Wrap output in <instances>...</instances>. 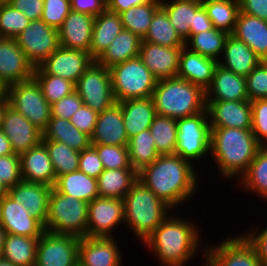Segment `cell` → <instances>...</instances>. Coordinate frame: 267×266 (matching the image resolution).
Here are the masks:
<instances>
[{
  "label": "cell",
  "instance_id": "obj_1",
  "mask_svg": "<svg viewBox=\"0 0 267 266\" xmlns=\"http://www.w3.org/2000/svg\"><path fill=\"white\" fill-rule=\"evenodd\" d=\"M195 168L176 154L160 155L138 172V180L174 211L197 191L199 175Z\"/></svg>",
  "mask_w": 267,
  "mask_h": 266
},
{
  "label": "cell",
  "instance_id": "obj_2",
  "mask_svg": "<svg viewBox=\"0 0 267 266\" xmlns=\"http://www.w3.org/2000/svg\"><path fill=\"white\" fill-rule=\"evenodd\" d=\"M189 219L171 212L143 243L162 266L188 265L200 248L204 256L201 230Z\"/></svg>",
  "mask_w": 267,
  "mask_h": 266
},
{
  "label": "cell",
  "instance_id": "obj_3",
  "mask_svg": "<svg viewBox=\"0 0 267 266\" xmlns=\"http://www.w3.org/2000/svg\"><path fill=\"white\" fill-rule=\"evenodd\" d=\"M261 147L251 129L211 128L210 156L226 181L238 182Z\"/></svg>",
  "mask_w": 267,
  "mask_h": 266
},
{
  "label": "cell",
  "instance_id": "obj_4",
  "mask_svg": "<svg viewBox=\"0 0 267 266\" xmlns=\"http://www.w3.org/2000/svg\"><path fill=\"white\" fill-rule=\"evenodd\" d=\"M123 201L124 226L130 228L142 244L172 210L139 180L132 185Z\"/></svg>",
  "mask_w": 267,
  "mask_h": 266
},
{
  "label": "cell",
  "instance_id": "obj_5",
  "mask_svg": "<svg viewBox=\"0 0 267 266\" xmlns=\"http://www.w3.org/2000/svg\"><path fill=\"white\" fill-rule=\"evenodd\" d=\"M156 114L173 119L194 116L206 110V92L179 77L157 80L152 94Z\"/></svg>",
  "mask_w": 267,
  "mask_h": 266
},
{
  "label": "cell",
  "instance_id": "obj_6",
  "mask_svg": "<svg viewBox=\"0 0 267 266\" xmlns=\"http://www.w3.org/2000/svg\"><path fill=\"white\" fill-rule=\"evenodd\" d=\"M88 205L52 187L45 230L54 234L87 237Z\"/></svg>",
  "mask_w": 267,
  "mask_h": 266
},
{
  "label": "cell",
  "instance_id": "obj_7",
  "mask_svg": "<svg viewBox=\"0 0 267 266\" xmlns=\"http://www.w3.org/2000/svg\"><path fill=\"white\" fill-rule=\"evenodd\" d=\"M116 102L152 97L157 79L139 57L109 69Z\"/></svg>",
  "mask_w": 267,
  "mask_h": 266
},
{
  "label": "cell",
  "instance_id": "obj_8",
  "mask_svg": "<svg viewBox=\"0 0 267 266\" xmlns=\"http://www.w3.org/2000/svg\"><path fill=\"white\" fill-rule=\"evenodd\" d=\"M177 144L174 154L190 162L210 154L211 128L207 109L199 114L177 120ZM205 156V157H204Z\"/></svg>",
  "mask_w": 267,
  "mask_h": 266
},
{
  "label": "cell",
  "instance_id": "obj_9",
  "mask_svg": "<svg viewBox=\"0 0 267 266\" xmlns=\"http://www.w3.org/2000/svg\"><path fill=\"white\" fill-rule=\"evenodd\" d=\"M8 104L24 115L41 132L51 118V105L43 96L36 79L12 84L6 88Z\"/></svg>",
  "mask_w": 267,
  "mask_h": 266
},
{
  "label": "cell",
  "instance_id": "obj_10",
  "mask_svg": "<svg viewBox=\"0 0 267 266\" xmlns=\"http://www.w3.org/2000/svg\"><path fill=\"white\" fill-rule=\"evenodd\" d=\"M75 91L85 105L98 113L116 103L110 71L96 61L80 76Z\"/></svg>",
  "mask_w": 267,
  "mask_h": 266
},
{
  "label": "cell",
  "instance_id": "obj_11",
  "mask_svg": "<svg viewBox=\"0 0 267 266\" xmlns=\"http://www.w3.org/2000/svg\"><path fill=\"white\" fill-rule=\"evenodd\" d=\"M204 245L203 266H261L255 248L241 234Z\"/></svg>",
  "mask_w": 267,
  "mask_h": 266
},
{
  "label": "cell",
  "instance_id": "obj_12",
  "mask_svg": "<svg viewBox=\"0 0 267 266\" xmlns=\"http://www.w3.org/2000/svg\"><path fill=\"white\" fill-rule=\"evenodd\" d=\"M15 40L34 67H38L60 47L58 30L41 19L30 21Z\"/></svg>",
  "mask_w": 267,
  "mask_h": 266
},
{
  "label": "cell",
  "instance_id": "obj_13",
  "mask_svg": "<svg viewBox=\"0 0 267 266\" xmlns=\"http://www.w3.org/2000/svg\"><path fill=\"white\" fill-rule=\"evenodd\" d=\"M79 240L45 231L37 243L35 266H77Z\"/></svg>",
  "mask_w": 267,
  "mask_h": 266
},
{
  "label": "cell",
  "instance_id": "obj_14",
  "mask_svg": "<svg viewBox=\"0 0 267 266\" xmlns=\"http://www.w3.org/2000/svg\"><path fill=\"white\" fill-rule=\"evenodd\" d=\"M118 224L124 226L122 199L97 197L89 202L87 237H115Z\"/></svg>",
  "mask_w": 267,
  "mask_h": 266
},
{
  "label": "cell",
  "instance_id": "obj_15",
  "mask_svg": "<svg viewBox=\"0 0 267 266\" xmlns=\"http://www.w3.org/2000/svg\"><path fill=\"white\" fill-rule=\"evenodd\" d=\"M95 61L89 52L60 46L38 67L48 75L62 77L77 83L80 76Z\"/></svg>",
  "mask_w": 267,
  "mask_h": 266
},
{
  "label": "cell",
  "instance_id": "obj_16",
  "mask_svg": "<svg viewBox=\"0 0 267 266\" xmlns=\"http://www.w3.org/2000/svg\"><path fill=\"white\" fill-rule=\"evenodd\" d=\"M34 69L14 38H0V83L5 88L33 78Z\"/></svg>",
  "mask_w": 267,
  "mask_h": 266
},
{
  "label": "cell",
  "instance_id": "obj_17",
  "mask_svg": "<svg viewBox=\"0 0 267 266\" xmlns=\"http://www.w3.org/2000/svg\"><path fill=\"white\" fill-rule=\"evenodd\" d=\"M1 130L10 140L14 153L18 155L42 141V132L9 104L5 107Z\"/></svg>",
  "mask_w": 267,
  "mask_h": 266
},
{
  "label": "cell",
  "instance_id": "obj_18",
  "mask_svg": "<svg viewBox=\"0 0 267 266\" xmlns=\"http://www.w3.org/2000/svg\"><path fill=\"white\" fill-rule=\"evenodd\" d=\"M0 224L7 234L25 237H40L46 231L44 225L32 217L23 204L8 194L0 199Z\"/></svg>",
  "mask_w": 267,
  "mask_h": 266
},
{
  "label": "cell",
  "instance_id": "obj_19",
  "mask_svg": "<svg viewBox=\"0 0 267 266\" xmlns=\"http://www.w3.org/2000/svg\"><path fill=\"white\" fill-rule=\"evenodd\" d=\"M210 128L251 129V101H206Z\"/></svg>",
  "mask_w": 267,
  "mask_h": 266
},
{
  "label": "cell",
  "instance_id": "obj_20",
  "mask_svg": "<svg viewBox=\"0 0 267 266\" xmlns=\"http://www.w3.org/2000/svg\"><path fill=\"white\" fill-rule=\"evenodd\" d=\"M115 237H83L78 245L80 266H122V256Z\"/></svg>",
  "mask_w": 267,
  "mask_h": 266
},
{
  "label": "cell",
  "instance_id": "obj_21",
  "mask_svg": "<svg viewBox=\"0 0 267 266\" xmlns=\"http://www.w3.org/2000/svg\"><path fill=\"white\" fill-rule=\"evenodd\" d=\"M182 47H164L141 41L139 58L157 79L177 77Z\"/></svg>",
  "mask_w": 267,
  "mask_h": 266
},
{
  "label": "cell",
  "instance_id": "obj_22",
  "mask_svg": "<svg viewBox=\"0 0 267 266\" xmlns=\"http://www.w3.org/2000/svg\"><path fill=\"white\" fill-rule=\"evenodd\" d=\"M51 191L52 187L44 183L21 180L8 189V195L19 204H23L30 215L45 226Z\"/></svg>",
  "mask_w": 267,
  "mask_h": 266
},
{
  "label": "cell",
  "instance_id": "obj_23",
  "mask_svg": "<svg viewBox=\"0 0 267 266\" xmlns=\"http://www.w3.org/2000/svg\"><path fill=\"white\" fill-rule=\"evenodd\" d=\"M121 106L118 102L100 112L91 136V144L128 146Z\"/></svg>",
  "mask_w": 267,
  "mask_h": 266
},
{
  "label": "cell",
  "instance_id": "obj_24",
  "mask_svg": "<svg viewBox=\"0 0 267 266\" xmlns=\"http://www.w3.org/2000/svg\"><path fill=\"white\" fill-rule=\"evenodd\" d=\"M93 24V16L71 10L58 29L60 46L89 52Z\"/></svg>",
  "mask_w": 267,
  "mask_h": 266
},
{
  "label": "cell",
  "instance_id": "obj_25",
  "mask_svg": "<svg viewBox=\"0 0 267 266\" xmlns=\"http://www.w3.org/2000/svg\"><path fill=\"white\" fill-rule=\"evenodd\" d=\"M19 156L22 180L54 187L56 173L46 146L42 142Z\"/></svg>",
  "mask_w": 267,
  "mask_h": 266
},
{
  "label": "cell",
  "instance_id": "obj_26",
  "mask_svg": "<svg viewBox=\"0 0 267 266\" xmlns=\"http://www.w3.org/2000/svg\"><path fill=\"white\" fill-rule=\"evenodd\" d=\"M218 61L182 47L177 77L201 87H210Z\"/></svg>",
  "mask_w": 267,
  "mask_h": 266
},
{
  "label": "cell",
  "instance_id": "obj_27",
  "mask_svg": "<svg viewBox=\"0 0 267 266\" xmlns=\"http://www.w3.org/2000/svg\"><path fill=\"white\" fill-rule=\"evenodd\" d=\"M241 100H249L246 77L226 70L218 64L214 70L212 83L206 90V101Z\"/></svg>",
  "mask_w": 267,
  "mask_h": 266
},
{
  "label": "cell",
  "instance_id": "obj_28",
  "mask_svg": "<svg viewBox=\"0 0 267 266\" xmlns=\"http://www.w3.org/2000/svg\"><path fill=\"white\" fill-rule=\"evenodd\" d=\"M261 61L243 41L229 34L226 37L223 53L218 64L226 70L246 77Z\"/></svg>",
  "mask_w": 267,
  "mask_h": 266
},
{
  "label": "cell",
  "instance_id": "obj_29",
  "mask_svg": "<svg viewBox=\"0 0 267 266\" xmlns=\"http://www.w3.org/2000/svg\"><path fill=\"white\" fill-rule=\"evenodd\" d=\"M232 35L250 47L262 61H267L266 20L239 11Z\"/></svg>",
  "mask_w": 267,
  "mask_h": 266
},
{
  "label": "cell",
  "instance_id": "obj_30",
  "mask_svg": "<svg viewBox=\"0 0 267 266\" xmlns=\"http://www.w3.org/2000/svg\"><path fill=\"white\" fill-rule=\"evenodd\" d=\"M128 138L149 129L156 114L152 97L118 102Z\"/></svg>",
  "mask_w": 267,
  "mask_h": 266
},
{
  "label": "cell",
  "instance_id": "obj_31",
  "mask_svg": "<svg viewBox=\"0 0 267 266\" xmlns=\"http://www.w3.org/2000/svg\"><path fill=\"white\" fill-rule=\"evenodd\" d=\"M123 30L120 14L105 9L94 17L90 55L96 60Z\"/></svg>",
  "mask_w": 267,
  "mask_h": 266
},
{
  "label": "cell",
  "instance_id": "obj_32",
  "mask_svg": "<svg viewBox=\"0 0 267 266\" xmlns=\"http://www.w3.org/2000/svg\"><path fill=\"white\" fill-rule=\"evenodd\" d=\"M141 41L142 39L137 35L123 28L95 61L110 69L117 64L139 57Z\"/></svg>",
  "mask_w": 267,
  "mask_h": 266
},
{
  "label": "cell",
  "instance_id": "obj_33",
  "mask_svg": "<svg viewBox=\"0 0 267 266\" xmlns=\"http://www.w3.org/2000/svg\"><path fill=\"white\" fill-rule=\"evenodd\" d=\"M137 180L138 172L134 168L104 169L97 178L98 195L123 200Z\"/></svg>",
  "mask_w": 267,
  "mask_h": 266
},
{
  "label": "cell",
  "instance_id": "obj_34",
  "mask_svg": "<svg viewBox=\"0 0 267 266\" xmlns=\"http://www.w3.org/2000/svg\"><path fill=\"white\" fill-rule=\"evenodd\" d=\"M42 140H54L81 152L91 146V137L78 130L70 120L51 117L42 132Z\"/></svg>",
  "mask_w": 267,
  "mask_h": 266
},
{
  "label": "cell",
  "instance_id": "obj_35",
  "mask_svg": "<svg viewBox=\"0 0 267 266\" xmlns=\"http://www.w3.org/2000/svg\"><path fill=\"white\" fill-rule=\"evenodd\" d=\"M54 188L62 194L87 203L99 197L97 179L79 170L59 176Z\"/></svg>",
  "mask_w": 267,
  "mask_h": 266
},
{
  "label": "cell",
  "instance_id": "obj_36",
  "mask_svg": "<svg viewBox=\"0 0 267 266\" xmlns=\"http://www.w3.org/2000/svg\"><path fill=\"white\" fill-rule=\"evenodd\" d=\"M38 240L39 237L6 233L3 243V259L15 266H35Z\"/></svg>",
  "mask_w": 267,
  "mask_h": 266
},
{
  "label": "cell",
  "instance_id": "obj_37",
  "mask_svg": "<svg viewBox=\"0 0 267 266\" xmlns=\"http://www.w3.org/2000/svg\"><path fill=\"white\" fill-rule=\"evenodd\" d=\"M236 183L242 190L267 201V147L259 149L247 172Z\"/></svg>",
  "mask_w": 267,
  "mask_h": 266
},
{
  "label": "cell",
  "instance_id": "obj_38",
  "mask_svg": "<svg viewBox=\"0 0 267 266\" xmlns=\"http://www.w3.org/2000/svg\"><path fill=\"white\" fill-rule=\"evenodd\" d=\"M202 5L197 0H161V8L167 13L171 25L186 41L190 37L193 13Z\"/></svg>",
  "mask_w": 267,
  "mask_h": 266
},
{
  "label": "cell",
  "instance_id": "obj_39",
  "mask_svg": "<svg viewBox=\"0 0 267 266\" xmlns=\"http://www.w3.org/2000/svg\"><path fill=\"white\" fill-rule=\"evenodd\" d=\"M228 35L226 31L213 27L210 30L191 35L185 41V47L202 56L219 61Z\"/></svg>",
  "mask_w": 267,
  "mask_h": 266
},
{
  "label": "cell",
  "instance_id": "obj_40",
  "mask_svg": "<svg viewBox=\"0 0 267 266\" xmlns=\"http://www.w3.org/2000/svg\"><path fill=\"white\" fill-rule=\"evenodd\" d=\"M161 7V0H150L149 2L133 6L120 13L123 28L131 31L140 39H144L149 31L154 13Z\"/></svg>",
  "mask_w": 267,
  "mask_h": 266
},
{
  "label": "cell",
  "instance_id": "obj_41",
  "mask_svg": "<svg viewBox=\"0 0 267 266\" xmlns=\"http://www.w3.org/2000/svg\"><path fill=\"white\" fill-rule=\"evenodd\" d=\"M143 41L164 47L185 46V41L171 25L167 13L161 7L154 13L149 31Z\"/></svg>",
  "mask_w": 267,
  "mask_h": 266
},
{
  "label": "cell",
  "instance_id": "obj_42",
  "mask_svg": "<svg viewBox=\"0 0 267 266\" xmlns=\"http://www.w3.org/2000/svg\"><path fill=\"white\" fill-rule=\"evenodd\" d=\"M213 27L232 34L240 11L239 0H205L201 2Z\"/></svg>",
  "mask_w": 267,
  "mask_h": 266
},
{
  "label": "cell",
  "instance_id": "obj_43",
  "mask_svg": "<svg viewBox=\"0 0 267 266\" xmlns=\"http://www.w3.org/2000/svg\"><path fill=\"white\" fill-rule=\"evenodd\" d=\"M155 140L149 129L129 139L128 150L131 167L137 172L154 162L160 154L155 148Z\"/></svg>",
  "mask_w": 267,
  "mask_h": 266
},
{
  "label": "cell",
  "instance_id": "obj_44",
  "mask_svg": "<svg viewBox=\"0 0 267 266\" xmlns=\"http://www.w3.org/2000/svg\"><path fill=\"white\" fill-rule=\"evenodd\" d=\"M155 140V148L160 155L174 154L177 144V120L156 115L149 127Z\"/></svg>",
  "mask_w": 267,
  "mask_h": 266
},
{
  "label": "cell",
  "instance_id": "obj_45",
  "mask_svg": "<svg viewBox=\"0 0 267 266\" xmlns=\"http://www.w3.org/2000/svg\"><path fill=\"white\" fill-rule=\"evenodd\" d=\"M41 142L46 146L56 179L64 174L78 171L80 152L59 141L42 140Z\"/></svg>",
  "mask_w": 267,
  "mask_h": 266
},
{
  "label": "cell",
  "instance_id": "obj_46",
  "mask_svg": "<svg viewBox=\"0 0 267 266\" xmlns=\"http://www.w3.org/2000/svg\"><path fill=\"white\" fill-rule=\"evenodd\" d=\"M33 77L39 83L43 96L52 105L75 91V83L62 77L45 74L35 67Z\"/></svg>",
  "mask_w": 267,
  "mask_h": 266
},
{
  "label": "cell",
  "instance_id": "obj_47",
  "mask_svg": "<svg viewBox=\"0 0 267 266\" xmlns=\"http://www.w3.org/2000/svg\"><path fill=\"white\" fill-rule=\"evenodd\" d=\"M24 13L15 9L9 2L0 3V38H14L30 23Z\"/></svg>",
  "mask_w": 267,
  "mask_h": 266
},
{
  "label": "cell",
  "instance_id": "obj_48",
  "mask_svg": "<svg viewBox=\"0 0 267 266\" xmlns=\"http://www.w3.org/2000/svg\"><path fill=\"white\" fill-rule=\"evenodd\" d=\"M99 155L104 169L132 168L128 146L91 144Z\"/></svg>",
  "mask_w": 267,
  "mask_h": 266
},
{
  "label": "cell",
  "instance_id": "obj_49",
  "mask_svg": "<svg viewBox=\"0 0 267 266\" xmlns=\"http://www.w3.org/2000/svg\"><path fill=\"white\" fill-rule=\"evenodd\" d=\"M249 101L267 98V61H261L247 76Z\"/></svg>",
  "mask_w": 267,
  "mask_h": 266
},
{
  "label": "cell",
  "instance_id": "obj_50",
  "mask_svg": "<svg viewBox=\"0 0 267 266\" xmlns=\"http://www.w3.org/2000/svg\"><path fill=\"white\" fill-rule=\"evenodd\" d=\"M252 127L258 143L267 147V98L251 101Z\"/></svg>",
  "mask_w": 267,
  "mask_h": 266
},
{
  "label": "cell",
  "instance_id": "obj_51",
  "mask_svg": "<svg viewBox=\"0 0 267 266\" xmlns=\"http://www.w3.org/2000/svg\"><path fill=\"white\" fill-rule=\"evenodd\" d=\"M70 11V0H44L41 20L58 30Z\"/></svg>",
  "mask_w": 267,
  "mask_h": 266
},
{
  "label": "cell",
  "instance_id": "obj_52",
  "mask_svg": "<svg viewBox=\"0 0 267 266\" xmlns=\"http://www.w3.org/2000/svg\"><path fill=\"white\" fill-rule=\"evenodd\" d=\"M0 180L7 189L12 188L22 180L20 156L18 154L0 156Z\"/></svg>",
  "mask_w": 267,
  "mask_h": 266
},
{
  "label": "cell",
  "instance_id": "obj_53",
  "mask_svg": "<svg viewBox=\"0 0 267 266\" xmlns=\"http://www.w3.org/2000/svg\"><path fill=\"white\" fill-rule=\"evenodd\" d=\"M76 91L51 105V117L70 120L73 114L83 105Z\"/></svg>",
  "mask_w": 267,
  "mask_h": 266
},
{
  "label": "cell",
  "instance_id": "obj_54",
  "mask_svg": "<svg viewBox=\"0 0 267 266\" xmlns=\"http://www.w3.org/2000/svg\"><path fill=\"white\" fill-rule=\"evenodd\" d=\"M78 170L95 179L104 171L99 155L92 145L80 152Z\"/></svg>",
  "mask_w": 267,
  "mask_h": 266
},
{
  "label": "cell",
  "instance_id": "obj_55",
  "mask_svg": "<svg viewBox=\"0 0 267 266\" xmlns=\"http://www.w3.org/2000/svg\"><path fill=\"white\" fill-rule=\"evenodd\" d=\"M98 114V112L83 104L73 114L70 121L78 130L91 137L97 122Z\"/></svg>",
  "mask_w": 267,
  "mask_h": 266
},
{
  "label": "cell",
  "instance_id": "obj_56",
  "mask_svg": "<svg viewBox=\"0 0 267 266\" xmlns=\"http://www.w3.org/2000/svg\"><path fill=\"white\" fill-rule=\"evenodd\" d=\"M252 228L251 232L242 235L255 248L261 266H267V226L262 231L258 227Z\"/></svg>",
  "mask_w": 267,
  "mask_h": 266
},
{
  "label": "cell",
  "instance_id": "obj_57",
  "mask_svg": "<svg viewBox=\"0 0 267 266\" xmlns=\"http://www.w3.org/2000/svg\"><path fill=\"white\" fill-rule=\"evenodd\" d=\"M7 2L31 21L42 18L44 0H7Z\"/></svg>",
  "mask_w": 267,
  "mask_h": 266
},
{
  "label": "cell",
  "instance_id": "obj_58",
  "mask_svg": "<svg viewBox=\"0 0 267 266\" xmlns=\"http://www.w3.org/2000/svg\"><path fill=\"white\" fill-rule=\"evenodd\" d=\"M71 10L96 17L106 9V0H70Z\"/></svg>",
  "mask_w": 267,
  "mask_h": 266
},
{
  "label": "cell",
  "instance_id": "obj_59",
  "mask_svg": "<svg viewBox=\"0 0 267 266\" xmlns=\"http://www.w3.org/2000/svg\"><path fill=\"white\" fill-rule=\"evenodd\" d=\"M240 12L267 21V0H239Z\"/></svg>",
  "mask_w": 267,
  "mask_h": 266
},
{
  "label": "cell",
  "instance_id": "obj_60",
  "mask_svg": "<svg viewBox=\"0 0 267 266\" xmlns=\"http://www.w3.org/2000/svg\"><path fill=\"white\" fill-rule=\"evenodd\" d=\"M211 28H213L212 21L208 17L203 5H201L195 13H193V20L190 25V36L210 30Z\"/></svg>",
  "mask_w": 267,
  "mask_h": 266
},
{
  "label": "cell",
  "instance_id": "obj_61",
  "mask_svg": "<svg viewBox=\"0 0 267 266\" xmlns=\"http://www.w3.org/2000/svg\"><path fill=\"white\" fill-rule=\"evenodd\" d=\"M150 0H106V9L120 14L133 6H139Z\"/></svg>",
  "mask_w": 267,
  "mask_h": 266
},
{
  "label": "cell",
  "instance_id": "obj_62",
  "mask_svg": "<svg viewBox=\"0 0 267 266\" xmlns=\"http://www.w3.org/2000/svg\"><path fill=\"white\" fill-rule=\"evenodd\" d=\"M9 154H14L11 142L0 129V156H6Z\"/></svg>",
  "mask_w": 267,
  "mask_h": 266
},
{
  "label": "cell",
  "instance_id": "obj_63",
  "mask_svg": "<svg viewBox=\"0 0 267 266\" xmlns=\"http://www.w3.org/2000/svg\"><path fill=\"white\" fill-rule=\"evenodd\" d=\"M8 104V99L5 96L1 101H0V129H1V125H2V117L5 111V107Z\"/></svg>",
  "mask_w": 267,
  "mask_h": 266
},
{
  "label": "cell",
  "instance_id": "obj_64",
  "mask_svg": "<svg viewBox=\"0 0 267 266\" xmlns=\"http://www.w3.org/2000/svg\"><path fill=\"white\" fill-rule=\"evenodd\" d=\"M8 194V189L3 184V182L0 180V199Z\"/></svg>",
  "mask_w": 267,
  "mask_h": 266
},
{
  "label": "cell",
  "instance_id": "obj_65",
  "mask_svg": "<svg viewBox=\"0 0 267 266\" xmlns=\"http://www.w3.org/2000/svg\"><path fill=\"white\" fill-rule=\"evenodd\" d=\"M5 235H6V232L0 224V244L4 243Z\"/></svg>",
  "mask_w": 267,
  "mask_h": 266
},
{
  "label": "cell",
  "instance_id": "obj_66",
  "mask_svg": "<svg viewBox=\"0 0 267 266\" xmlns=\"http://www.w3.org/2000/svg\"><path fill=\"white\" fill-rule=\"evenodd\" d=\"M6 96V88L0 83V101Z\"/></svg>",
  "mask_w": 267,
  "mask_h": 266
},
{
  "label": "cell",
  "instance_id": "obj_67",
  "mask_svg": "<svg viewBox=\"0 0 267 266\" xmlns=\"http://www.w3.org/2000/svg\"><path fill=\"white\" fill-rule=\"evenodd\" d=\"M0 266H15L13 263L10 261H7L5 259L0 260Z\"/></svg>",
  "mask_w": 267,
  "mask_h": 266
},
{
  "label": "cell",
  "instance_id": "obj_68",
  "mask_svg": "<svg viewBox=\"0 0 267 266\" xmlns=\"http://www.w3.org/2000/svg\"><path fill=\"white\" fill-rule=\"evenodd\" d=\"M3 259V244H0V260Z\"/></svg>",
  "mask_w": 267,
  "mask_h": 266
}]
</instances>
